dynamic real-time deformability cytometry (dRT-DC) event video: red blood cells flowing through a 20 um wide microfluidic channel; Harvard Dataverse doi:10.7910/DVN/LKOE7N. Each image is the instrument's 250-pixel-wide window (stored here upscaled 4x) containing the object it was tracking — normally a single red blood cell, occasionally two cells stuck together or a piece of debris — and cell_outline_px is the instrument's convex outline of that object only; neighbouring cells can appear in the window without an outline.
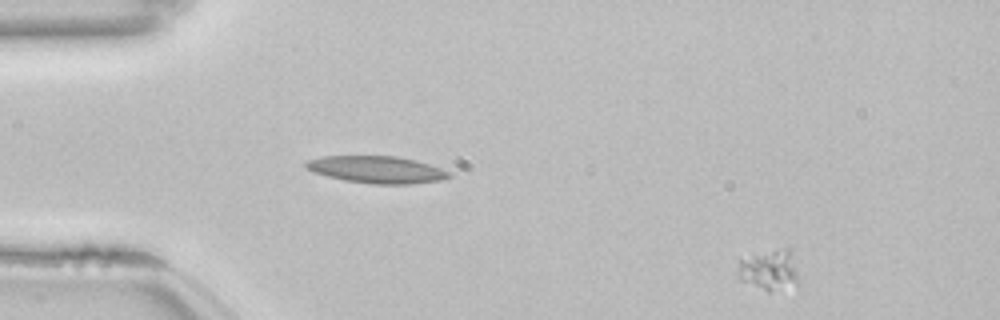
{"species": "common noctule bat (a hibernating species)", "species_latin": "Nyctalus noctula", "temperature_condition": "room temperature", "stored_images_in_passage": 50, "camera_frame_rate_fps": 3000, "um_per_image_px": 0.085, "animal": {"sex": "female", "body_mass_g": 22.7, "forearm_length_mm": 54.2}, "frame": {"image": 1, "passage_image": 2, "time_ms": 0.333, "image_size_px": [1000, 320], "cell_outline_px": [[800, 284], [768, 292], [740, 280], [736, 268], [740, 260], [752, 256], [784, 248], [792, 248]], "centroid_in_image_um": [65.44, 22.97], "position_along_channel_um": 19.6, "area_um2": 14.39}}
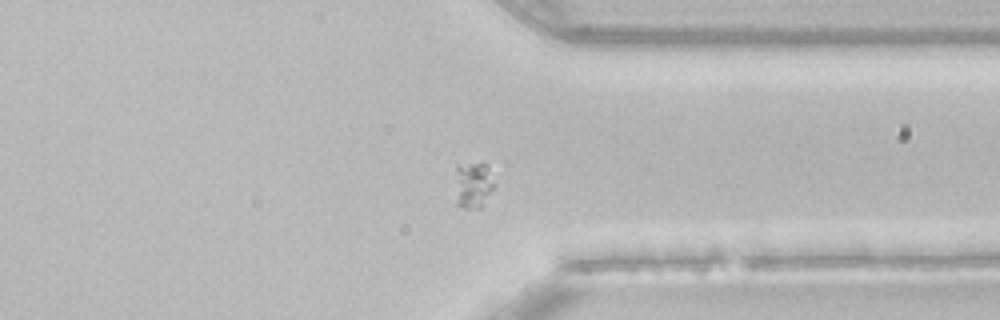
{"frame": {"image": 2, "passage_image": 38, "time_ms": 12.333, "image_size_px": [1000, 320], "cell_outline_px": [[496, 184], [480, 208], [464, 208], [456, 204], [456, 164], [488, 164]], "centroid_in_image_um": [40.23, 15.71], "position_along_channel_um": 371.2, "area_um2": 10.64}}
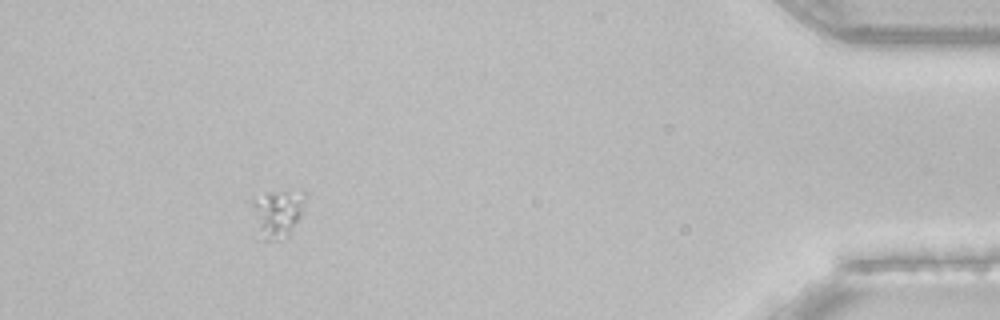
{"frame": {"image": 3, "passage_image": 46, "time_ms": 15.0, "image_size_px": [1000, 320], "cell_outline_px": [[304, 208], [300, 216], [288, 236], [276, 240], [264, 240], [252, 204], [252, 200], [268, 192], [300, 188], [304, 192]], "centroid_in_image_um": [23.68, 18.04], "position_along_channel_um": 411.5, "area_um2": 14.33}}